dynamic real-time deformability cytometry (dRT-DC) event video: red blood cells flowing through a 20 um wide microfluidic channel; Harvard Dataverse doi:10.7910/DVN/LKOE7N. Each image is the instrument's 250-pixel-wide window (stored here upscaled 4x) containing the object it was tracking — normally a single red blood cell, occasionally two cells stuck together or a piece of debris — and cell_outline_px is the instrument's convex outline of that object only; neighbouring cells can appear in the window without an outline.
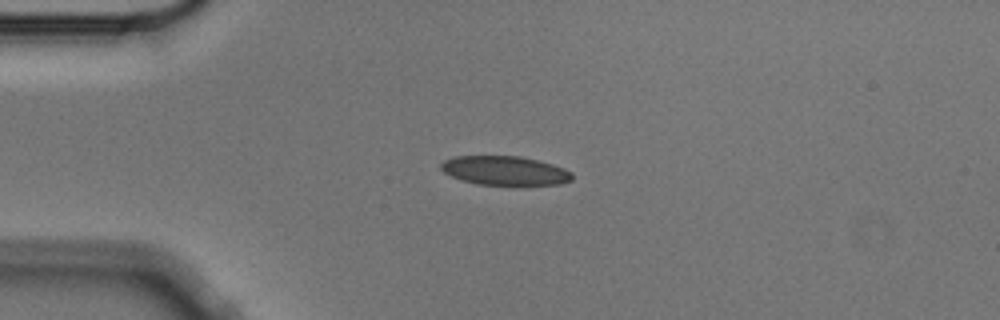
{"species": "Egyptian fruit bat (a non-hibernating species)", "species_latin": "Rousettus aegyptiacus", "temperature_condition": "cold", "stored_images_in_passage": 6, "camera_frame_rate_fps": 3000, "um_per_image_px": 0.085, "animal": {"sex": "male"}, "frame": {"image": 1, "passage_image": 2, "time_ms": 0.333, "image_size_px": [1000, 320], "cell_outline_px": [[572, 180], [560, 184], [516, 188], [480, 184], [464, 180], [452, 176], [444, 172], [440, 168], [440, 164], [444, 160], [452, 156], [520, 156], [552, 164], [564, 168], [572, 172]], "centroid_in_image_um": [42.96, 14.55], "position_along_channel_um": 42.0, "area_um2": 23.06}}
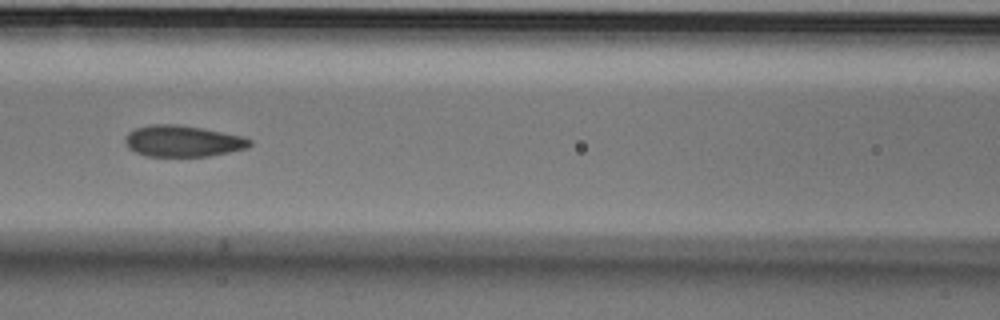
{"frame": {"image": 2, "passage_image": 5, "time_ms": 1.333, "image_size_px": [1000, 320], "cell_outline_px": [[252, 144], [248, 148], [208, 156], [148, 156], [136, 152], [128, 148], [124, 140], [124, 136], [128, 132], [136, 128], [152, 124], [176, 124], [200, 128], [244, 136], [252, 140]], "centroid_in_image_um": [15.53, 11.99], "position_along_channel_um": 151.1, "area_um2": 22.72}}
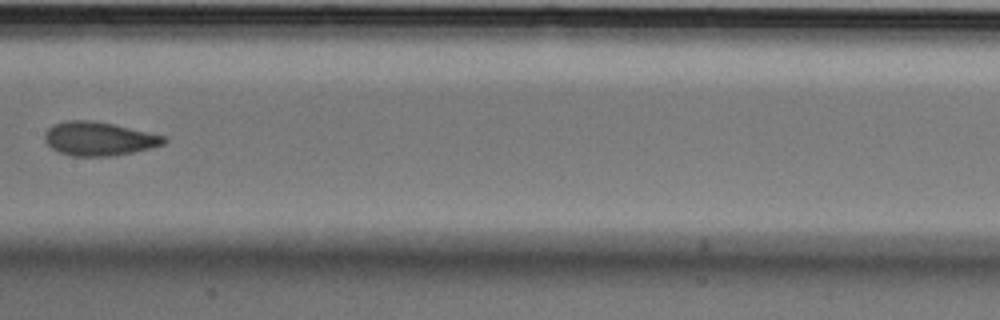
{"frame": {"image": 3, "passage_image": 6, "time_ms": 1.667, "image_size_px": [1000, 320], "cell_outline_px": [[168, 140], [164, 144], [152, 148], [112, 156], [72, 156], [60, 152], [52, 148], [44, 140], [44, 132], [52, 124], [64, 120], [92, 120], [112, 124], [164, 136]], "centroid_in_image_um": [8.37, 11.79], "position_along_channel_um": 199.0, "area_um2": 23.41}}